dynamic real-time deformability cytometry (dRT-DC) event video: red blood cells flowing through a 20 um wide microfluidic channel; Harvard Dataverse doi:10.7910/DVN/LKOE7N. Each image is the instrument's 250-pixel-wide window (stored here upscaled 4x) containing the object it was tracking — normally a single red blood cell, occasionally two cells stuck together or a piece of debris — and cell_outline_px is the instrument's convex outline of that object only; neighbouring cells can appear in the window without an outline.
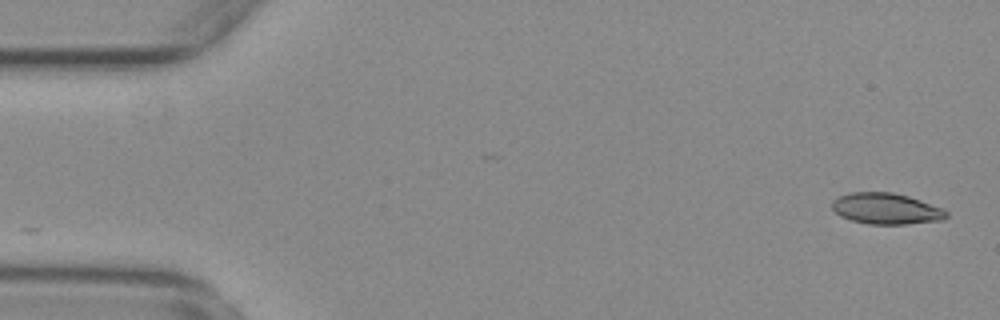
{"species": "common noctule bat (a hibernating species)", "species_latin": "Nyctalus noctula", "temperature_condition": "warm", "stored_images_in_passage": 51, "camera_frame_rate_fps": 3000, "um_per_image_px": 0.085, "animal": {"sex": "female", "body_mass_g": 29.2, "forearm_length_mm": 56.3}, "frame": {"image": 1, "passage_image": 1, "time_ms": 0.0, "image_size_px": [1000, 320], "cell_outline_px": [[948, 216], [944, 220], [908, 224], [868, 224], [852, 220], [840, 216], [832, 208], [832, 200], [840, 196], [852, 192], [892, 192], [908, 196], [944, 208], [948, 212]], "centroid_in_image_um": [75.36, 17.74], "position_along_channel_um": 9.6, "area_um2": 20.81}}
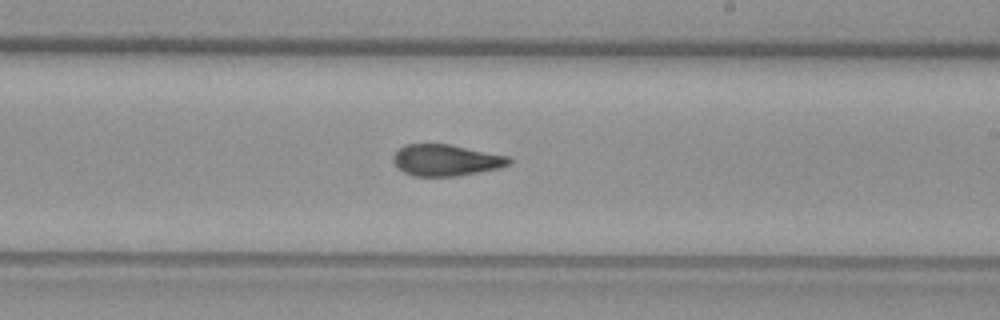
{"frame": {"image": 2, "passage_image": 31, "time_ms": 10.0, "image_size_px": [1000, 320], "cell_outline_px": [[512, 164], [500, 168], [480, 172], [456, 176], [412, 176], [396, 168], [392, 160], [392, 156], [404, 144], [448, 144], [508, 156], [512, 160]], "centroid_in_image_um": [37.89, 13.62], "position_along_channel_um": 251.1, "area_um2": 21.33}}
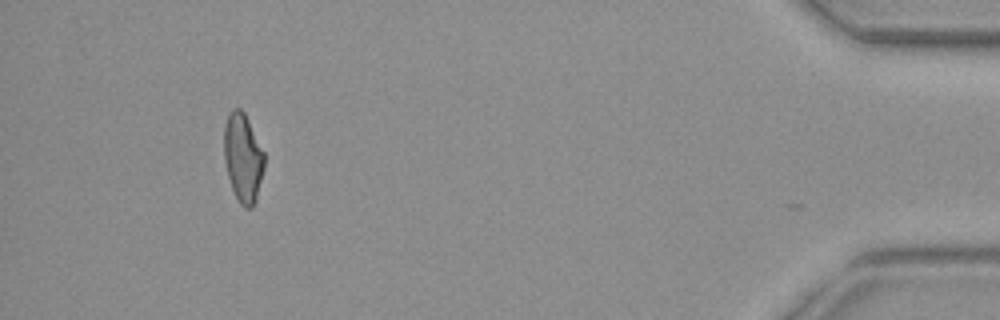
{"frame": {"image": 3, "passage_image": 50, "time_ms": 16.333, "image_size_px": [1000, 320], "cell_outline_px": [[264, 168], [256, 196], [252, 208], [244, 208], [240, 204], [232, 188], [228, 176], [224, 160], [224, 124], [228, 112], [232, 108], [240, 108], [244, 112], [264, 152]], "centroid_in_image_um": [20.63, 13.37], "position_along_channel_um": 414.6, "area_um2": 20.69}, "authors_computed_cell_mechanics": {"area_um2": 21.3282, "velocity_mm_per_s": 3.7293, "shape_relaxation_time_tau1_ms": null, "shape_relaxation_time_tau2_ms": 2.2408, "deformation_change_tau1": null, "deformation_change_tau2": 0.0841}}